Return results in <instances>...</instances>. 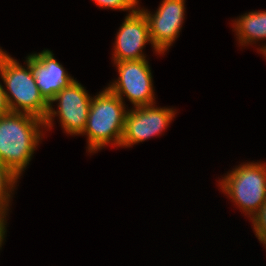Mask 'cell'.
<instances>
[{"label": "cell", "instance_id": "cell-1", "mask_svg": "<svg viewBox=\"0 0 266 266\" xmlns=\"http://www.w3.org/2000/svg\"><path fill=\"white\" fill-rule=\"evenodd\" d=\"M40 126L44 120L31 114L9 112L0 116V161L18 178L41 140Z\"/></svg>", "mask_w": 266, "mask_h": 266}, {"label": "cell", "instance_id": "cell-2", "mask_svg": "<svg viewBox=\"0 0 266 266\" xmlns=\"http://www.w3.org/2000/svg\"><path fill=\"white\" fill-rule=\"evenodd\" d=\"M27 69L0 48V75L7 90L5 94L10 112L27 113L44 120L49 103L41 95L36 84L30 55L26 59Z\"/></svg>", "mask_w": 266, "mask_h": 266}, {"label": "cell", "instance_id": "cell-3", "mask_svg": "<svg viewBox=\"0 0 266 266\" xmlns=\"http://www.w3.org/2000/svg\"><path fill=\"white\" fill-rule=\"evenodd\" d=\"M127 112L124 102L108 88L92 98L82 133L88 136L90 153L102 149L108 143L120 147Z\"/></svg>", "mask_w": 266, "mask_h": 266}, {"label": "cell", "instance_id": "cell-4", "mask_svg": "<svg viewBox=\"0 0 266 266\" xmlns=\"http://www.w3.org/2000/svg\"><path fill=\"white\" fill-rule=\"evenodd\" d=\"M220 186L251 219L266 201V165L243 164L228 173Z\"/></svg>", "mask_w": 266, "mask_h": 266}, {"label": "cell", "instance_id": "cell-5", "mask_svg": "<svg viewBox=\"0 0 266 266\" xmlns=\"http://www.w3.org/2000/svg\"><path fill=\"white\" fill-rule=\"evenodd\" d=\"M59 101L58 111L53 110L52 103ZM92 98L84 87L74 80L61 89L49 103V109L44 119V128L52 127V119L59 115L63 129L73 135L82 134L88 118Z\"/></svg>", "mask_w": 266, "mask_h": 266}, {"label": "cell", "instance_id": "cell-6", "mask_svg": "<svg viewBox=\"0 0 266 266\" xmlns=\"http://www.w3.org/2000/svg\"><path fill=\"white\" fill-rule=\"evenodd\" d=\"M117 65L119 78L108 89L122 101L123 97L135 106L153 105L155 98L152 84V73L146 59L114 62ZM124 94V95H123Z\"/></svg>", "mask_w": 266, "mask_h": 266}, {"label": "cell", "instance_id": "cell-7", "mask_svg": "<svg viewBox=\"0 0 266 266\" xmlns=\"http://www.w3.org/2000/svg\"><path fill=\"white\" fill-rule=\"evenodd\" d=\"M174 116L175 111L172 109L153 105L138 106L134 110H128L120 146L130 147L161 134Z\"/></svg>", "mask_w": 266, "mask_h": 266}, {"label": "cell", "instance_id": "cell-8", "mask_svg": "<svg viewBox=\"0 0 266 266\" xmlns=\"http://www.w3.org/2000/svg\"><path fill=\"white\" fill-rule=\"evenodd\" d=\"M185 0H163L154 15L146 10L151 44L154 50L163 54L177 38L184 19Z\"/></svg>", "mask_w": 266, "mask_h": 266}, {"label": "cell", "instance_id": "cell-9", "mask_svg": "<svg viewBox=\"0 0 266 266\" xmlns=\"http://www.w3.org/2000/svg\"><path fill=\"white\" fill-rule=\"evenodd\" d=\"M147 42L151 43L146 16L139 8L130 11L117 32L114 62L145 59L142 49Z\"/></svg>", "mask_w": 266, "mask_h": 266}, {"label": "cell", "instance_id": "cell-10", "mask_svg": "<svg viewBox=\"0 0 266 266\" xmlns=\"http://www.w3.org/2000/svg\"><path fill=\"white\" fill-rule=\"evenodd\" d=\"M49 50L30 55L33 75L44 99L50 103L55 95L67 87L74 79L67 74Z\"/></svg>", "mask_w": 266, "mask_h": 266}, {"label": "cell", "instance_id": "cell-11", "mask_svg": "<svg viewBox=\"0 0 266 266\" xmlns=\"http://www.w3.org/2000/svg\"><path fill=\"white\" fill-rule=\"evenodd\" d=\"M233 25L241 45L266 39V11L246 13Z\"/></svg>", "mask_w": 266, "mask_h": 266}, {"label": "cell", "instance_id": "cell-12", "mask_svg": "<svg viewBox=\"0 0 266 266\" xmlns=\"http://www.w3.org/2000/svg\"><path fill=\"white\" fill-rule=\"evenodd\" d=\"M18 177L0 161V214L5 218L12 189Z\"/></svg>", "mask_w": 266, "mask_h": 266}, {"label": "cell", "instance_id": "cell-13", "mask_svg": "<svg viewBox=\"0 0 266 266\" xmlns=\"http://www.w3.org/2000/svg\"><path fill=\"white\" fill-rule=\"evenodd\" d=\"M253 229L259 241L266 247V201L262 204L259 211L251 218Z\"/></svg>", "mask_w": 266, "mask_h": 266}, {"label": "cell", "instance_id": "cell-14", "mask_svg": "<svg viewBox=\"0 0 266 266\" xmlns=\"http://www.w3.org/2000/svg\"><path fill=\"white\" fill-rule=\"evenodd\" d=\"M98 6L117 10H136L137 0H94Z\"/></svg>", "mask_w": 266, "mask_h": 266}, {"label": "cell", "instance_id": "cell-15", "mask_svg": "<svg viewBox=\"0 0 266 266\" xmlns=\"http://www.w3.org/2000/svg\"><path fill=\"white\" fill-rule=\"evenodd\" d=\"M10 112V108L7 102L5 89L0 84V116L5 115Z\"/></svg>", "mask_w": 266, "mask_h": 266}, {"label": "cell", "instance_id": "cell-16", "mask_svg": "<svg viewBox=\"0 0 266 266\" xmlns=\"http://www.w3.org/2000/svg\"><path fill=\"white\" fill-rule=\"evenodd\" d=\"M6 218H4L1 214H0V246H2L3 240H4V235H5V221Z\"/></svg>", "mask_w": 266, "mask_h": 266}, {"label": "cell", "instance_id": "cell-17", "mask_svg": "<svg viewBox=\"0 0 266 266\" xmlns=\"http://www.w3.org/2000/svg\"><path fill=\"white\" fill-rule=\"evenodd\" d=\"M260 49H261L260 52H262L264 56L266 57V45Z\"/></svg>", "mask_w": 266, "mask_h": 266}]
</instances>
